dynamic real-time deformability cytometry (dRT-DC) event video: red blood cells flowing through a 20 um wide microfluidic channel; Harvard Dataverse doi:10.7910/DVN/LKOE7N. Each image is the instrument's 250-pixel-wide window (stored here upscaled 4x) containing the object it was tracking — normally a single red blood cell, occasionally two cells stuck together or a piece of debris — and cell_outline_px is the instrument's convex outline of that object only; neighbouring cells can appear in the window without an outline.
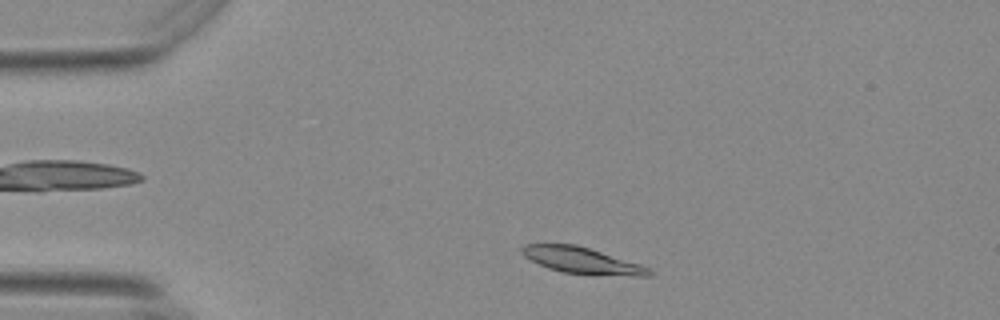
{"species": "Egyptian fruit bat (a non-hibernating species)", "species_latin": "Rousettus aegyptiacus", "temperature_condition": "warm", "stored_images_in_passage": 48, "camera_frame_rate_fps": 3000, "um_per_image_px": 0.085, "animal": {"sex": "female"}, "frame": {"image": 1, "passage_image": 4, "time_ms": 1.0, "image_size_px": [1000, 320], "cell_outline_px": [[652, 276], [592, 276], [564, 272], [548, 268], [524, 256], [520, 252], [520, 248], [524, 244], [576, 244], [640, 264], [648, 268], [652, 272]], "centroid_in_image_um": [49.48, 22.16], "position_along_channel_um": 35.5, "area_um2": 19.65}}
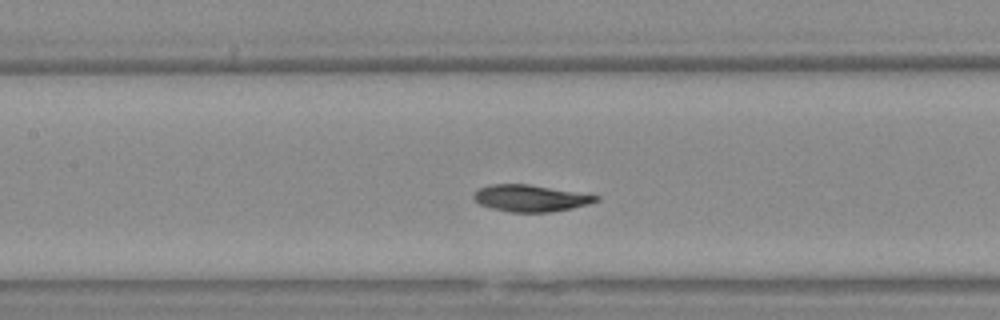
{"frame": {"image": 2, "passage_image": 18, "time_ms": 5.667, "image_size_px": [1000, 320], "cell_outline_px": [[600, 200], [588, 204], [572, 208], [552, 212], [508, 212], [492, 208], [480, 204], [472, 200], [472, 192], [488, 184], [528, 184], [600, 196]], "centroid_in_image_um": [45.04, 16.85], "position_along_channel_um": 162.4, "area_um2": 19.13}}
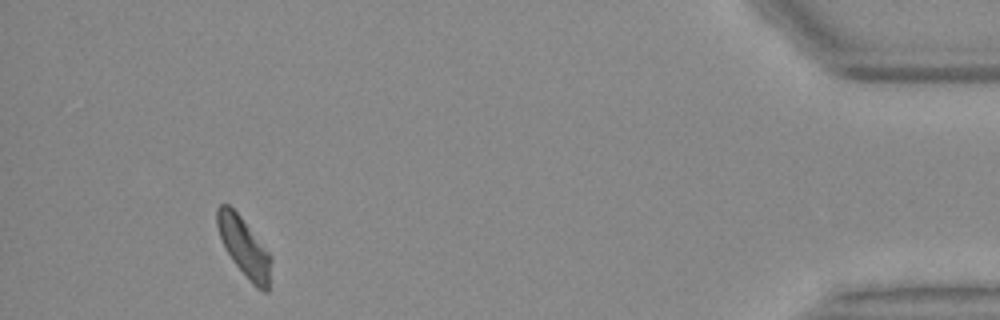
{"frame": {"image": 3, "passage_image": 44, "time_ms": 14.333, "image_size_px": [1000, 320], "cell_outline_px": [[272, 260], [268, 292], [264, 292], [256, 288], [252, 284], [232, 260], [220, 236], [216, 224], [216, 208], [220, 204], [228, 204], [240, 216], [268, 252]], "centroid_in_image_um": [20.75, 21.02], "position_along_channel_um": 414.4, "area_um2": 18.21}, "authors_computed_cell_mechanics": {"area_um2": 19.1896, "velocity_mm_per_s": 3.6696, "shape_relaxation_time_tau1_ms": 3.1505, "shape_relaxation_time_tau2_ms": 9.8618, "deformation_change_tau1": 0.131, "deformation_change_tau2": 0.1339}}